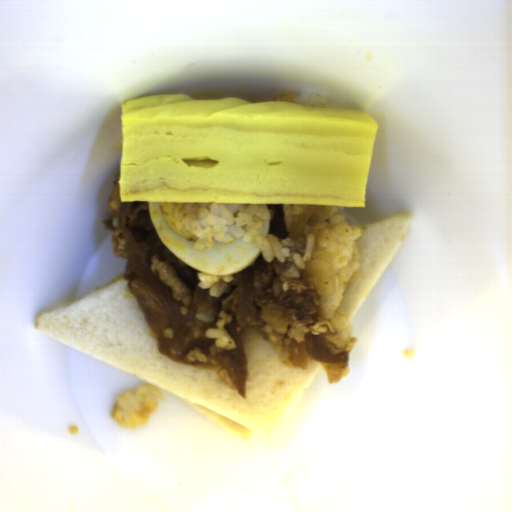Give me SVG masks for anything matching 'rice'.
I'll return each instance as SVG.
<instances>
[{
    "mask_svg": "<svg viewBox=\"0 0 512 512\" xmlns=\"http://www.w3.org/2000/svg\"><path fill=\"white\" fill-rule=\"evenodd\" d=\"M198 284L202 289H208L209 297L217 298L227 288L228 284L232 282L233 276L231 275H218L198 271Z\"/></svg>",
    "mask_w": 512,
    "mask_h": 512,
    "instance_id": "4",
    "label": "rice"
},
{
    "mask_svg": "<svg viewBox=\"0 0 512 512\" xmlns=\"http://www.w3.org/2000/svg\"><path fill=\"white\" fill-rule=\"evenodd\" d=\"M164 397L162 388L152 383L122 392L117 397L112 419L118 427L137 429L139 425L148 423Z\"/></svg>",
    "mask_w": 512,
    "mask_h": 512,
    "instance_id": "3",
    "label": "rice"
},
{
    "mask_svg": "<svg viewBox=\"0 0 512 512\" xmlns=\"http://www.w3.org/2000/svg\"><path fill=\"white\" fill-rule=\"evenodd\" d=\"M343 206L316 205L300 233L306 237L303 255L294 253L292 256L297 266L303 269L310 261L330 264L333 285L348 282L360 266L356 240L362 230L349 227L345 215H334Z\"/></svg>",
    "mask_w": 512,
    "mask_h": 512,
    "instance_id": "2",
    "label": "rice"
},
{
    "mask_svg": "<svg viewBox=\"0 0 512 512\" xmlns=\"http://www.w3.org/2000/svg\"><path fill=\"white\" fill-rule=\"evenodd\" d=\"M272 101H286L296 105L324 107L327 99L321 93L304 92L298 95L280 94Z\"/></svg>",
    "mask_w": 512,
    "mask_h": 512,
    "instance_id": "6",
    "label": "rice"
},
{
    "mask_svg": "<svg viewBox=\"0 0 512 512\" xmlns=\"http://www.w3.org/2000/svg\"><path fill=\"white\" fill-rule=\"evenodd\" d=\"M268 204L186 203L177 222L197 240L195 250H211L215 242L234 243L237 239L253 243L266 262L274 258L284 264L291 252L275 234H265L271 220Z\"/></svg>",
    "mask_w": 512,
    "mask_h": 512,
    "instance_id": "1",
    "label": "rice"
},
{
    "mask_svg": "<svg viewBox=\"0 0 512 512\" xmlns=\"http://www.w3.org/2000/svg\"><path fill=\"white\" fill-rule=\"evenodd\" d=\"M205 334L207 339L214 340L215 346L221 349L232 350L237 347L233 337L226 329L214 327L206 330Z\"/></svg>",
    "mask_w": 512,
    "mask_h": 512,
    "instance_id": "7",
    "label": "rice"
},
{
    "mask_svg": "<svg viewBox=\"0 0 512 512\" xmlns=\"http://www.w3.org/2000/svg\"><path fill=\"white\" fill-rule=\"evenodd\" d=\"M331 328L337 331L341 344L348 345L354 336V327L346 317V311L342 308L337 310L330 322Z\"/></svg>",
    "mask_w": 512,
    "mask_h": 512,
    "instance_id": "5",
    "label": "rice"
}]
</instances>
